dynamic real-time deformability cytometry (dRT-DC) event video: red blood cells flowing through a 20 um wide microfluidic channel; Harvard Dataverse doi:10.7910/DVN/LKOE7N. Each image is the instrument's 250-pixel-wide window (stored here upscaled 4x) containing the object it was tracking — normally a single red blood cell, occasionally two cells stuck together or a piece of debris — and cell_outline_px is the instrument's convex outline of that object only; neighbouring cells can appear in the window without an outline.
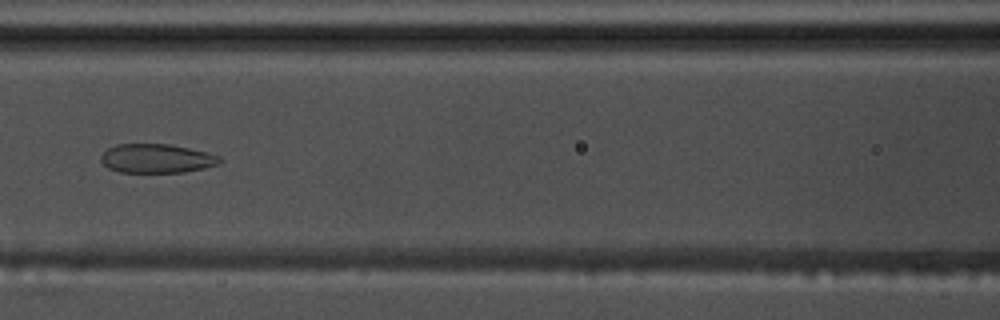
{"species": "common noctule bat (a hibernating species)", "species_latin": "Nyctalus noctula", "temperature_condition": "warm", "stored_images_in_passage": 57, "camera_frame_rate_fps": 3000, "um_per_image_px": 0.085, "animal": {"sex": "male", "body_mass_g": 17.5, "forearm_length_mm": 52.3}, "frame": {"image": 1, "passage_image": 26, "time_ms": 8.333, "image_size_px": [1000, 320], "cell_outline_px": [[224, 160], [220, 164], [204, 168], [184, 172], [120, 172], [108, 168], [100, 160], [100, 156], [108, 148], [116, 144], [168, 144], [188, 148], [220, 156]], "centroid_in_image_um": [13.32, 13.47], "position_along_channel_um": 153.3, "area_um2": 20.06}}
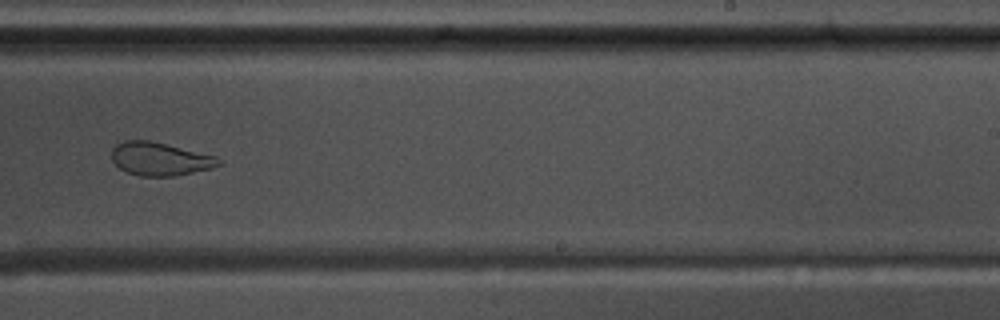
{"frame": {"image": 2, "passage_image": 36, "time_ms": 11.667, "image_size_px": [1000, 320], "cell_outline_px": [[220, 164], [212, 168], [176, 176], [140, 176], [128, 172], [120, 168], [112, 160], [112, 148], [116, 144], [124, 140], [148, 140], [216, 156], [220, 160]], "centroid_in_image_um": [13.58, 13.51], "position_along_channel_um": 275.4, "area_um2": 20.52}}
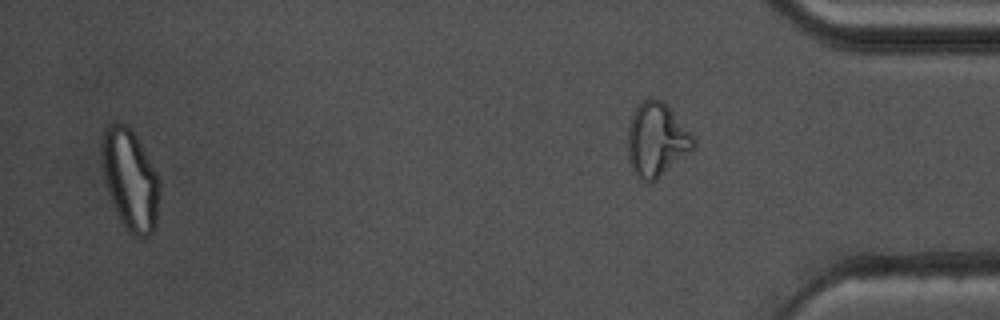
{"frame": {"image": 3, "passage_image": 55, "time_ms": 18.0, "image_size_px": [1000, 320], "cell_outline_px": [[160, 188], [156, 224], [152, 232], [148, 236], [136, 236], [128, 232], [120, 220], [116, 212], [108, 192], [100, 164], [100, 144], [104, 132], [108, 124], [124, 124], [136, 136], [156, 172], [160, 180]], "centroid_in_image_um": [11.04, 15.28], "position_along_channel_um": 424.2, "area_um2": 33.93}, "authors_computed_cell_mechanics": {"area_um2": 27.9174, "velocity_mm_per_s": 3.6791, "shape_relaxation_time_tau1_ms": null, "shape_relaxation_time_tau2_ms": 1.4002, "deformation_change_tau1": null, "deformation_change_tau2": 0.0715}}